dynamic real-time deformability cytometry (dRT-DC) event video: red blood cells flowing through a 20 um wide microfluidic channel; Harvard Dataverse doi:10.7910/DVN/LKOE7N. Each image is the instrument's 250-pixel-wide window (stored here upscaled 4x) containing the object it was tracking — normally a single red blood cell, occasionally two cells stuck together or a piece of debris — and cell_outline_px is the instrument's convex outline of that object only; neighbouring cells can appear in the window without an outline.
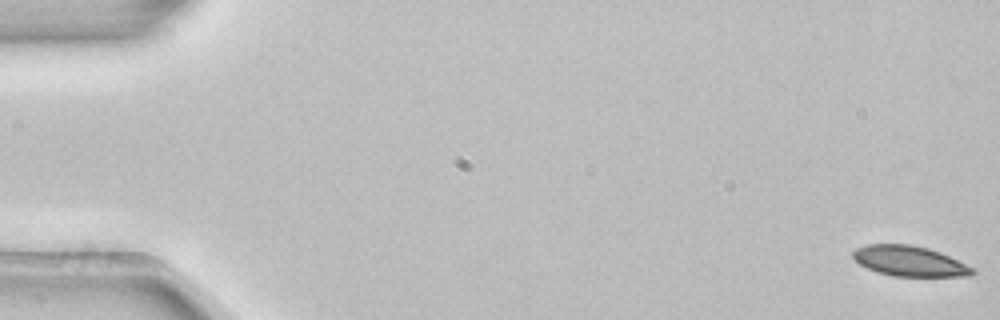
{"species": "common noctule bat (a hibernating species)", "species_latin": "Nyctalus noctula", "temperature_condition": "room temperature", "stored_images_in_passage": 54, "camera_frame_rate_fps": 3000, "um_per_image_px": 0.085, "animal": {"sex": "female", "body_mass_g": 22.7, "forearm_length_mm": 54.2}, "frame": {"image": 1, "passage_image": 1, "time_ms": 0.0, "image_size_px": [1000, 320], "cell_outline_px": [[976, 272], [972, 276], [892, 276], [876, 272], [860, 264], [852, 256], [852, 252], [856, 248], [868, 244], [912, 244], [928, 248], [940, 252], [976, 268]], "centroid_in_image_um": [77.34, 22.19], "position_along_channel_um": 7.7, "area_um2": 21.27}}
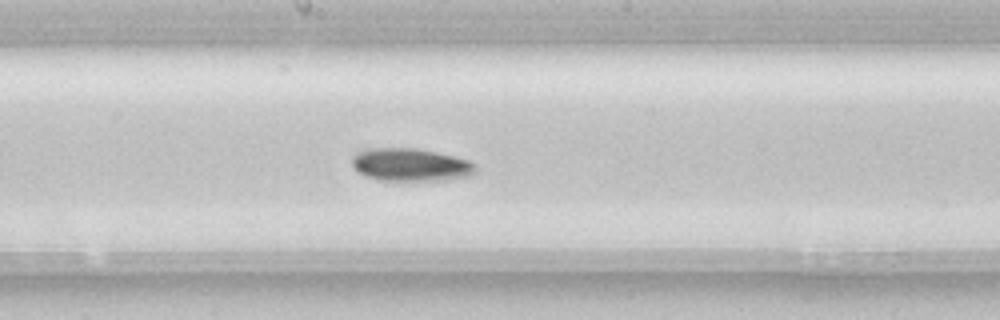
{"frame": {"image": 2, "passage_image": 29, "time_ms": 9.333, "image_size_px": [1000, 320], "cell_outline_px": [[476, 172], [472, 176], [448, 180], [380, 180], [368, 176], [360, 172], [352, 164], [352, 156], [356, 152], [368, 148], [416, 148], [436, 152], [468, 160], [476, 168]], "centroid_in_image_um": [34.91, 14.0], "position_along_channel_um": 213.3, "area_um2": 23.52}}
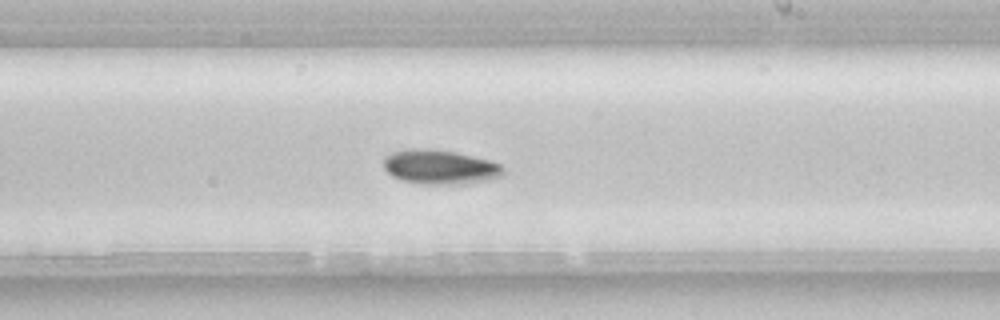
{"frame": {"image": 3, "passage_image": 32, "time_ms": 10.333, "image_size_px": [1000, 320], "cell_outline_px": [[504, 176], [488, 180], [464, 184], [424, 184], [404, 180], [392, 176], [384, 168], [384, 156], [392, 152], [420, 148], [428, 148], [456, 152], [488, 160], [500, 164], [504, 168]], "centroid_in_image_um": [37.43, 14.2], "position_along_channel_um": 251.6, "area_um2": 23.93}}